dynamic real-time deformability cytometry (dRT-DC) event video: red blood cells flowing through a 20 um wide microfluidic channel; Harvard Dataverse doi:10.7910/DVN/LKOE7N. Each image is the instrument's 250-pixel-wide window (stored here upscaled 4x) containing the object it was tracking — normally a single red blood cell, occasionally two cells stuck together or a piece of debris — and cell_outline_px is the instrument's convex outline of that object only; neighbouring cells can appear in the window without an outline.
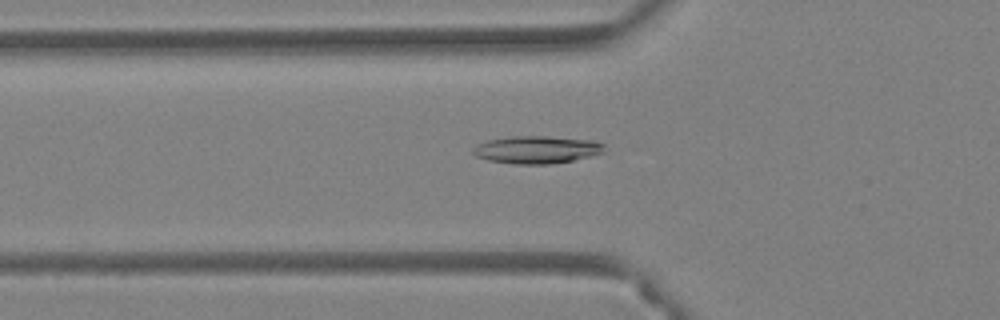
{"species": "Egyptian fruit bat (a non-hibernating species)", "species_latin": "Rousettus aegyptiacus", "temperature_condition": "warm", "stored_images_in_passage": 49, "camera_frame_rate_fps": 3000, "um_per_image_px": 0.085, "animal": {"sex": "female"}, "frame": {"image": 1, "passage_image": 18, "time_ms": 5.667, "image_size_px": [1000, 320], "cell_outline_px": [[604, 152], [592, 156], [552, 164], [516, 164], [488, 160], [476, 156], [472, 152], [472, 148], [476, 144], [488, 140], [512, 136], [544, 136], [596, 140], [604, 144]], "centroid_in_image_um": [45.63, 12.72], "position_along_channel_um": 80.2, "area_um2": 21.21}}
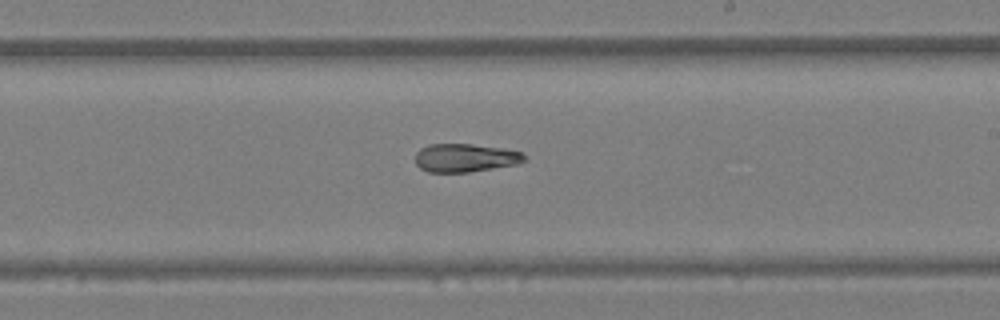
{"frame": {"image": 2, "passage_image": 30, "time_ms": 9.667, "image_size_px": [1000, 320], "cell_outline_px": [[524, 160], [520, 164], [468, 172], [428, 172], [420, 168], [416, 164], [416, 152], [420, 148], [428, 144], [472, 144], [500, 148], [524, 152]], "centroid_in_image_um": [39.53, 13.42], "position_along_channel_um": 249.5, "area_um2": 18.03}}
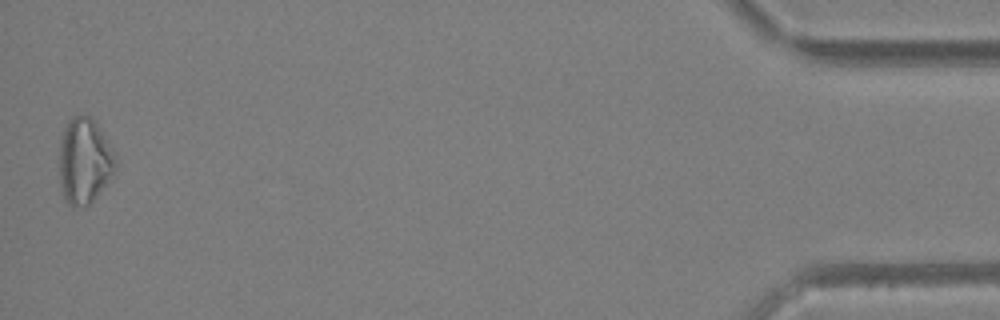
{"frame": {"image": 3, "passage_image": 49, "time_ms": 16.0, "image_size_px": [1000, 320], "cell_outline_px": [[116, 172], [92, 200], [88, 204], [72, 208], [64, 200], [60, 184], [60, 140], [64, 128], [68, 120], [72, 116], [88, 116], [96, 124], [112, 148], [116, 160]], "centroid_in_image_um": [7.16, 13.7], "position_along_channel_um": 428.0, "area_um2": 27.86}, "authors_computed_cell_mechanics": {"area_um2": 20.6346, "velocity_mm_per_s": 4.2281, "shape_relaxation_time_tau1_ms": null, "shape_relaxation_time_tau2_ms": 4.2825, "deformation_change_tau1": null, "deformation_change_tau2": 0.1218}}